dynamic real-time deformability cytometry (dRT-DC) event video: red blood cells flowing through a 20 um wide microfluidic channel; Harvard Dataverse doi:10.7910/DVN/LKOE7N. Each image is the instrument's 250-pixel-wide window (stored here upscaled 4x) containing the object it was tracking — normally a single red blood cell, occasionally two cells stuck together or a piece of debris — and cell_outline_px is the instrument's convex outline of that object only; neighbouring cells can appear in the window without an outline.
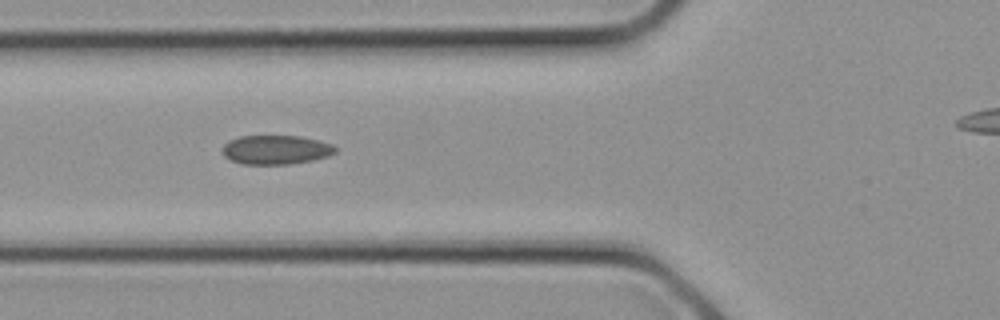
{"species": "common noctule bat (a hibernating species)", "species_latin": "Nyctalus noctula", "temperature_condition": "cold", "stored_images_in_passage": 15, "camera_frame_rate_fps": 3000, "um_per_image_px": 0.085, "animal": {"sex": "female", "body_mass_g": 21.9}, "frame": {"image": 1, "passage_image": 7, "time_ms": 2.0, "image_size_px": [1000, 320], "cell_outline_px": [[336, 152], [328, 156], [312, 160], [288, 164], [244, 164], [232, 160], [224, 156], [220, 148], [228, 140], [240, 136], [300, 136], [320, 140], [332, 144], [336, 148]], "centroid_in_image_um": [23.43, 12.72], "position_along_channel_um": 102.4, "area_um2": 19.25}}
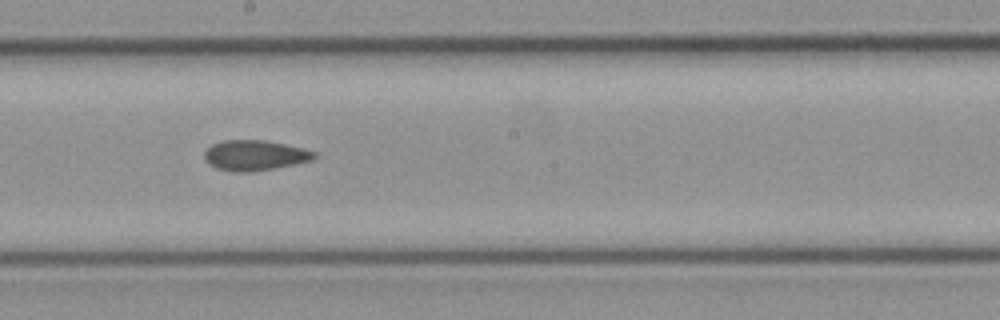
{"frame": {"image": 2, "passage_image": 12, "time_ms": 3.667, "image_size_px": [1000, 320], "cell_outline_px": [[316, 156], [312, 160], [296, 164], [252, 172], [236, 172], [216, 168], [208, 164], [204, 160], [204, 152], [212, 144], [224, 140], [264, 140], [304, 148], [316, 152]], "centroid_in_image_um": [21.64, 13.21], "position_along_channel_um": 226.6, "area_um2": 19.48}}
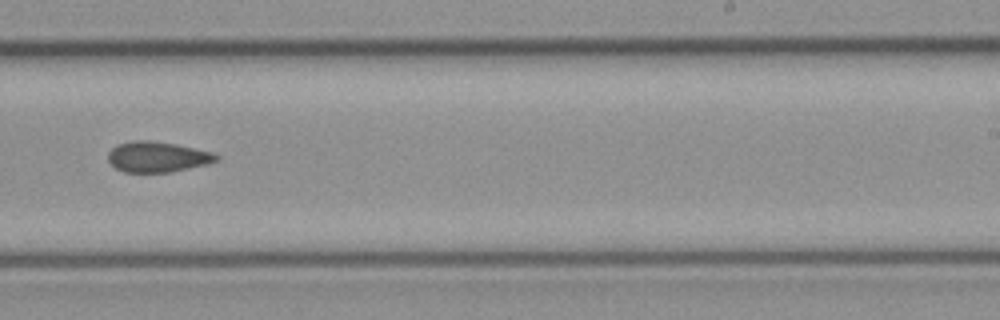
{"frame": {"image": 3, "passage_image": 14, "time_ms": 4.333, "image_size_px": [1000, 320], "cell_outline_px": [[220, 160], [208, 164], [168, 172], [124, 172], [116, 168], [108, 160], [108, 152], [116, 144], [132, 140], [148, 140], [176, 144], [212, 152], [220, 156]], "centroid_in_image_um": [13.38, 13.32], "position_along_channel_um": 275.6, "area_um2": 19.31}}